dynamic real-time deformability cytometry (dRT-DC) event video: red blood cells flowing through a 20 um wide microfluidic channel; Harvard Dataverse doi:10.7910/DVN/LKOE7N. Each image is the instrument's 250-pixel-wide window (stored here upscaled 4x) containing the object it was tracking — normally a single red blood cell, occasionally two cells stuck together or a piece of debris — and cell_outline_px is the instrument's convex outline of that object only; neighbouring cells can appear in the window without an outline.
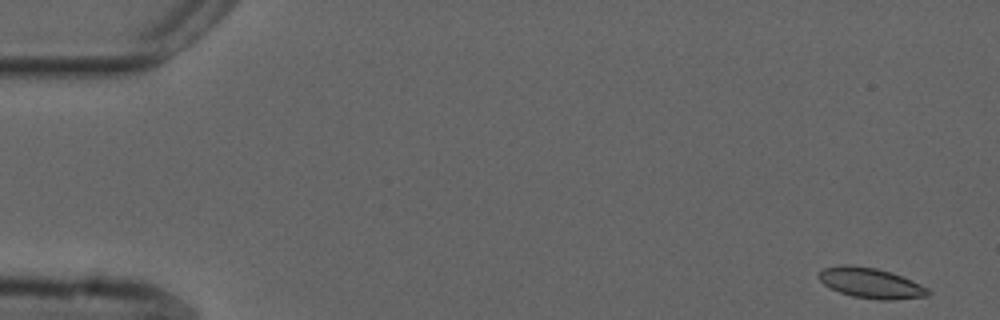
{"species": "common noctule bat (a hibernating species)", "species_latin": "Nyctalus noctula", "temperature_condition": "cold", "stored_images_in_passage": 54, "camera_frame_rate_fps": 3000, "um_per_image_px": 0.085, "animal": {"sex": "male", "forearm_length_mm": 52.5}, "frame": {"image": 1, "passage_image": 1, "time_ms": 0.0, "image_size_px": [1000, 320], "cell_outline_px": [[932, 292], [928, 296], [892, 300], [880, 300], [852, 296], [840, 292], [824, 284], [820, 280], [820, 272], [824, 268], [840, 264], [848, 264], [876, 268], [892, 272], [912, 280], [928, 288]], "centroid_in_image_um": [74.06, 24.05], "position_along_channel_um": 10.9, "area_um2": 19.31}}
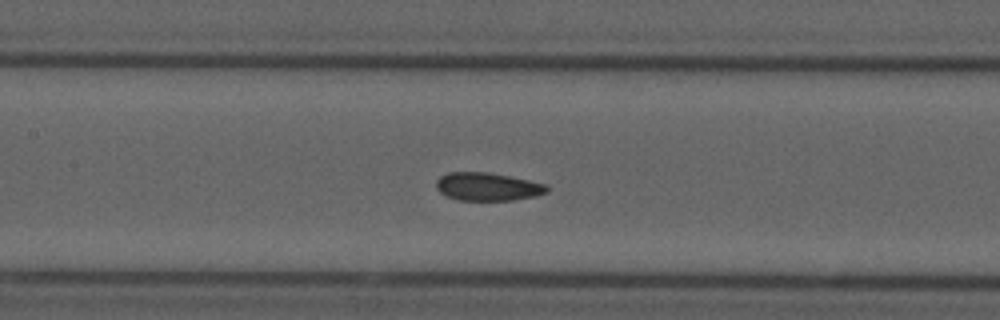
{"frame": {"image": 2, "passage_image": 24, "time_ms": 7.667, "image_size_px": [1000, 320], "cell_outline_px": [[548, 192], [536, 196], [512, 200], [460, 200], [448, 196], [440, 192], [436, 188], [436, 180], [440, 176], [448, 172], [488, 172], [548, 184]], "centroid_in_image_um": [41.45, 15.86], "position_along_channel_um": 165.9, "area_um2": 18.09}}
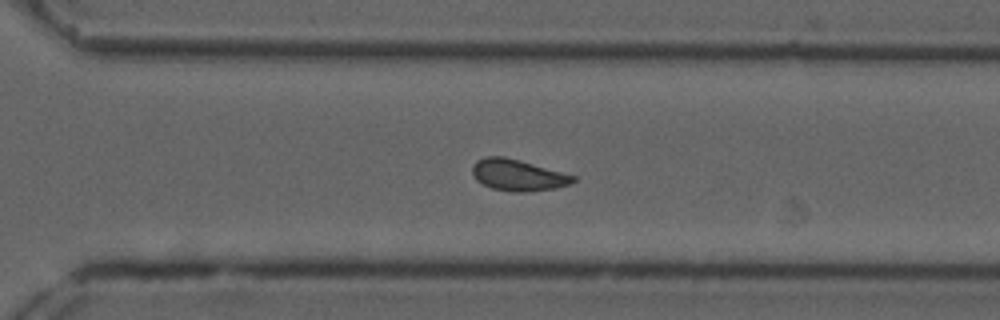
{"frame": {"image": 3, "passage_image": 37, "time_ms": 12.0, "image_size_px": [1000, 320], "cell_outline_px": [[576, 180], [572, 184], [556, 188], [528, 192], [512, 192], [492, 188], [476, 180], [472, 172], [472, 164], [476, 160], [484, 156], [504, 156], [520, 160], [576, 176]], "centroid_in_image_um": [44.02, 14.88], "position_along_channel_um": 326.6, "area_um2": 18.61}, "authors_computed_cell_mechanics": {"area_um2": 18.3804, "velocity_mm_per_s": 3.7149, "shape_relaxation_time_tau1_ms": null, "shape_relaxation_time_tau2_ms": 2.5284, "deformation_change_tau1": null, "deformation_change_tau2": 0.0644}}